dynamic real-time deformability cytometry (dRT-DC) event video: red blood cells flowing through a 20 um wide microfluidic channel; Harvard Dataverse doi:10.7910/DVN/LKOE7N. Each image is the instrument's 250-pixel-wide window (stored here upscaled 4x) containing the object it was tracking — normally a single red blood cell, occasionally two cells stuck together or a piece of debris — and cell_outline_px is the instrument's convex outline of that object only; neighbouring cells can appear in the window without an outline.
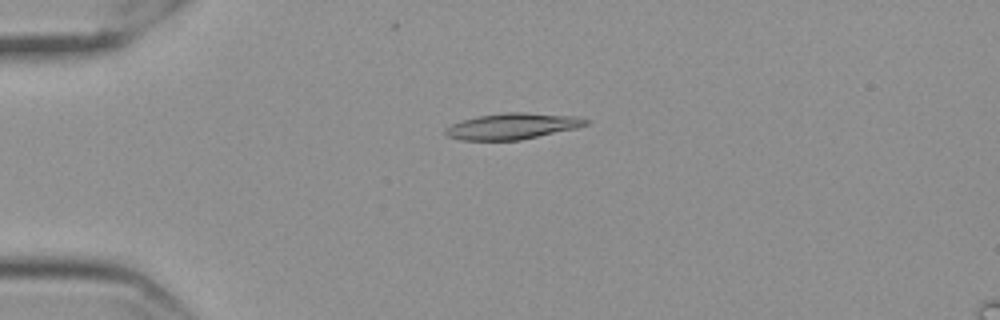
{"species": "Egyptian fruit bat (a non-hibernating species)", "species_latin": "Rousettus aegyptiacus", "temperature_condition": "cold", "stored_images_in_passage": 55, "camera_frame_rate_fps": 3000, "um_per_image_px": 0.085, "frame": {"image": 1, "passage_image": 12, "time_ms": 3.667, "image_size_px": [1000, 320], "cell_outline_px": [[588, 124], [576, 128], [520, 140], [460, 140], [448, 136], [444, 132], [444, 128], [452, 124], [464, 120], [480, 116], [504, 112], [524, 112], [580, 116], [588, 120]], "centroid_in_image_um": [43.58, 10.72], "position_along_channel_um": 41.4, "area_um2": 21.27}}
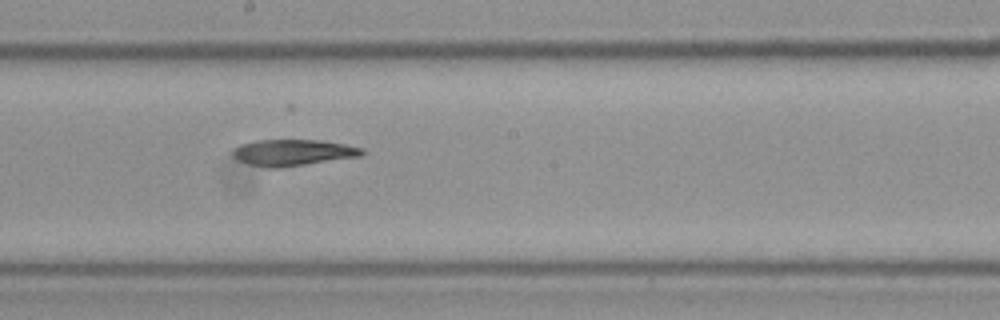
{"frame": {"image": 2, "passage_image": 30, "time_ms": 9.667, "image_size_px": [1000, 320], "cell_outline_px": [[364, 152], [360, 156], [280, 168], [268, 168], [248, 164], [232, 156], [232, 152], [240, 144], [256, 140], [324, 140], [364, 148]], "centroid_in_image_um": [24.9, 12.96], "position_along_channel_um": 223.3, "area_um2": 19.77}}
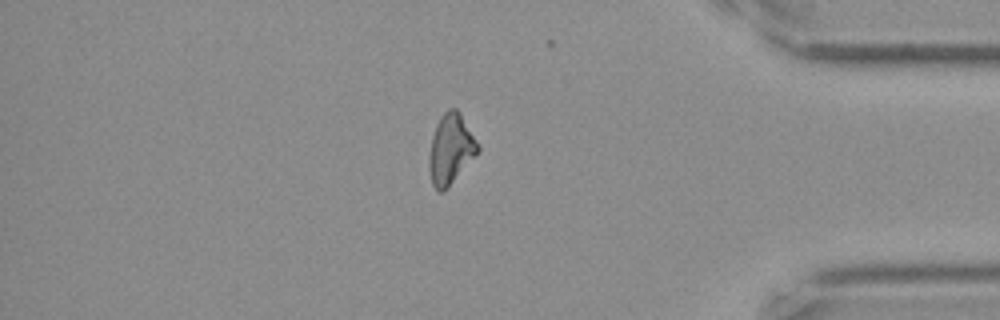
{"frame": {"image": 3, "passage_image": 47, "time_ms": 15.333, "image_size_px": [1000, 320], "cell_outline_px": [[480, 148], [448, 188], [444, 192], [436, 192], [432, 184], [428, 164], [428, 156], [432, 136], [436, 124], [440, 116], [448, 108], [456, 108], [460, 112], [480, 144]], "centroid_in_image_um": [38.29, 12.66], "position_along_channel_um": 396.9, "area_um2": 20.06}}